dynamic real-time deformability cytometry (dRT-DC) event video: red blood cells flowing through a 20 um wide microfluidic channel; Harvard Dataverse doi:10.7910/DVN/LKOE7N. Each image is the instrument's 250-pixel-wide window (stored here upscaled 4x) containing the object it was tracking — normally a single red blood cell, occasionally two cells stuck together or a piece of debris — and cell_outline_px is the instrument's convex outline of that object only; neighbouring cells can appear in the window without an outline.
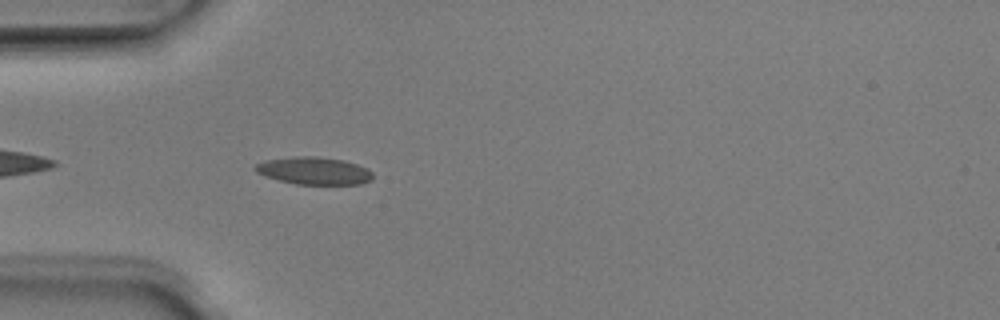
{"species": "Egyptian fruit bat (a non-hibernating species)", "species_latin": "Rousettus aegyptiacus", "temperature_condition": "room temperature", "stored_images_in_passage": 39, "camera_frame_rate_fps": 3000, "um_per_image_px": 0.085, "animal": {"sex": "male"}, "frame": {"image": 1, "passage_image": 3, "time_ms": 0.667, "image_size_px": [1000, 320], "cell_outline_px": [[372, 180], [360, 184], [296, 184], [264, 176], [256, 172], [252, 168], [256, 164], [268, 160], [296, 156], [316, 156], [344, 160], [368, 168], [372, 172]], "centroid_in_image_um": [26.7, 14.51], "position_along_channel_um": 58.3, "area_um2": 18.79}}
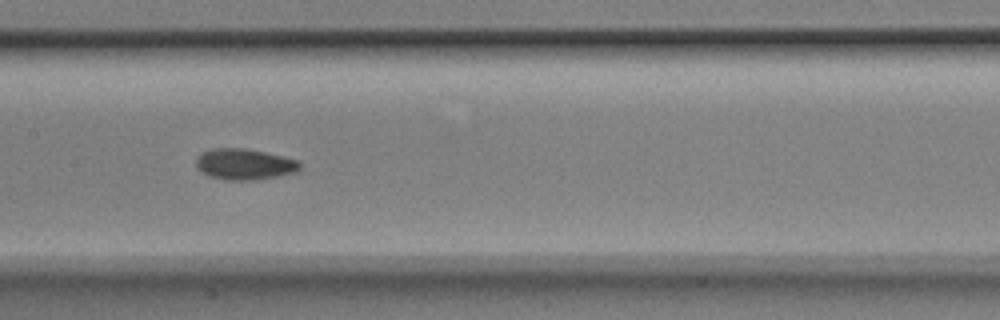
{"frame": {"image": 2, "passage_image": 13, "time_ms": 4.0, "image_size_px": [1000, 320], "cell_outline_px": [[300, 168], [296, 172], [256, 180], [224, 180], [208, 176], [196, 168], [196, 156], [200, 152], [212, 148], [244, 148], [264, 152], [296, 160], [300, 164]], "centroid_in_image_um": [20.7, 13.96], "position_along_channel_um": 186.7, "area_um2": 18.79}}
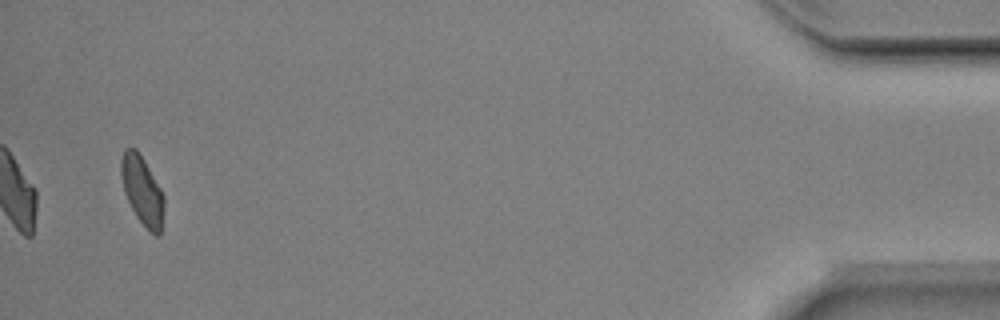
{"frame": {"image": 3, "passage_image": 37, "time_ms": 12.0, "image_size_px": [1000, 320], "cell_outline_px": [[164, 204], [160, 236], [156, 236], [148, 232], [136, 216], [124, 192], [120, 176], [120, 160], [124, 148], [136, 148], [144, 160], [160, 188], [164, 196]], "centroid_in_image_um": [12.07, 16.21], "position_along_channel_um": 423.1, "area_um2": 17.28}, "authors_computed_cell_mechanics": {"area_um2": 17.8602, "velocity_mm_per_s": 3.9799, "shape_relaxation_time_tau1_ms": 3.6417, "shape_relaxation_time_tau2_ms": 1.9279, "deformation_change_tau1": 0.1068, "deformation_change_tau2": 0.062}}